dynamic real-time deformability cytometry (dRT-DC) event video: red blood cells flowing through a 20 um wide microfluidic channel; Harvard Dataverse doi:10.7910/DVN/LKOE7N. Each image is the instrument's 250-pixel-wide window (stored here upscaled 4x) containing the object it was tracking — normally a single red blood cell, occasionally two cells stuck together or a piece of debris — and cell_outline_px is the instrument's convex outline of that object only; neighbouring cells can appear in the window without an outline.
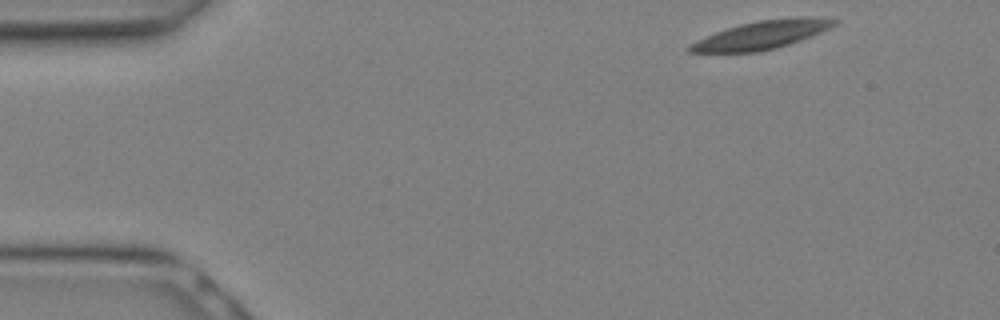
{"species": "Egyptian fruit bat (a non-hibernating species)", "species_latin": "Rousettus aegyptiacus", "temperature_condition": "warm", "stored_images_in_passage": 8, "camera_frame_rate_fps": 3000, "um_per_image_px": 0.085, "animal": {"sex": "female"}, "frame": {"image": 1, "passage_image": 1, "time_ms": 0.0, "image_size_px": [1000, 320], "cell_outline_px": [[840, 20], [836, 24], [812, 36], [776, 48], [760, 52], [688, 52], [688, 48], [692, 44], [716, 32], [740, 24], [760, 20], [804, 16]], "centroid_in_image_um": [64.8, 2.97], "position_along_channel_um": 20.2, "area_um2": 23.24}}
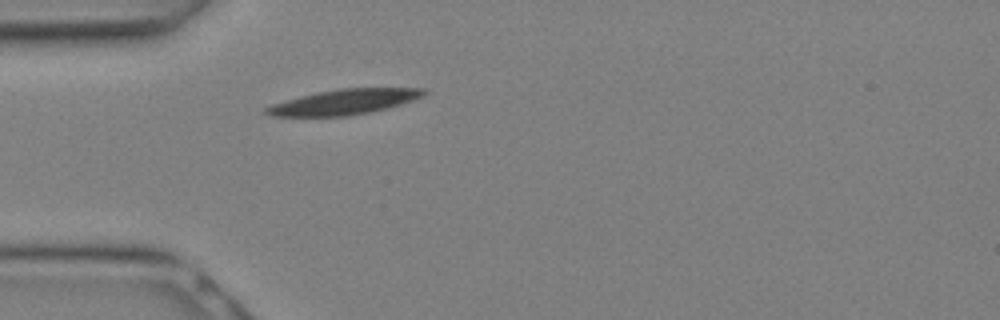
{"frame": {"image": 2, "passage_image": 6, "time_ms": 1.667, "image_size_px": [1000, 320], "cell_outline_px": [[428, 92], [412, 100], [400, 104], [368, 112], [348, 116], [272, 116], [264, 112], [264, 108], [272, 104], [316, 92], [340, 88], [424, 88]], "centroid_in_image_um": [29.21, 8.66], "position_along_channel_um": 55.8, "area_um2": 22.77}}
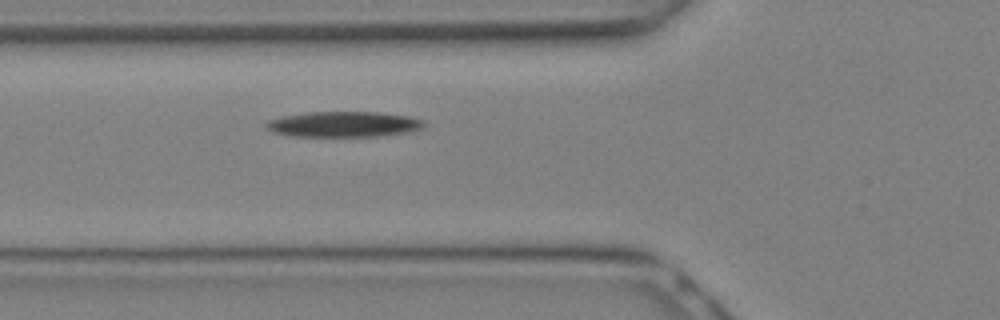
{"frame": {"image": 3, "passage_image": 8, "time_ms": 2.333, "image_size_px": [1000, 320], "cell_outline_px": [[424, 128], [412, 132], [380, 136], [292, 136], [276, 132], [268, 128], [264, 124], [268, 120], [284, 116], [308, 112], [380, 112], [408, 116], [424, 120]], "centroid_in_image_um": [29.29, 10.56], "position_along_channel_um": 96.5, "area_um2": 23.47}}